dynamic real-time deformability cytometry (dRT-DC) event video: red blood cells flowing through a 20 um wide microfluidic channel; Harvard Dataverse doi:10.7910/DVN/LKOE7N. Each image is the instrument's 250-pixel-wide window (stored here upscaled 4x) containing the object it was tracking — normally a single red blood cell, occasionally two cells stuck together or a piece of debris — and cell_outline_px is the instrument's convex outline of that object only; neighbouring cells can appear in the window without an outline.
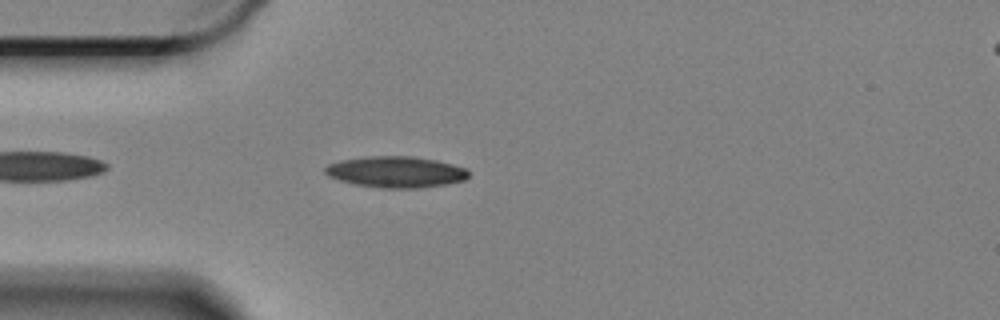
{"species": "Egyptian fruit bat (a non-hibernating species)", "species_latin": "Rousettus aegyptiacus", "temperature_condition": "cold", "stored_images_in_passage": 43, "camera_frame_rate_fps": 3000, "um_per_image_px": 0.085, "animal": {"sex": "female"}, "frame": {"image": 1, "passage_image": 4, "time_ms": 1.0, "image_size_px": [1000, 320], "cell_outline_px": [[468, 176], [464, 180], [444, 184], [420, 188], [380, 188], [356, 184], [340, 180], [328, 176], [324, 172], [324, 168], [328, 164], [340, 160], [364, 156], [412, 156], [436, 160], [452, 164], [464, 168], [468, 172]], "centroid_in_image_um": [33.61, 14.61], "position_along_channel_um": 51.4, "area_um2": 26.01}}
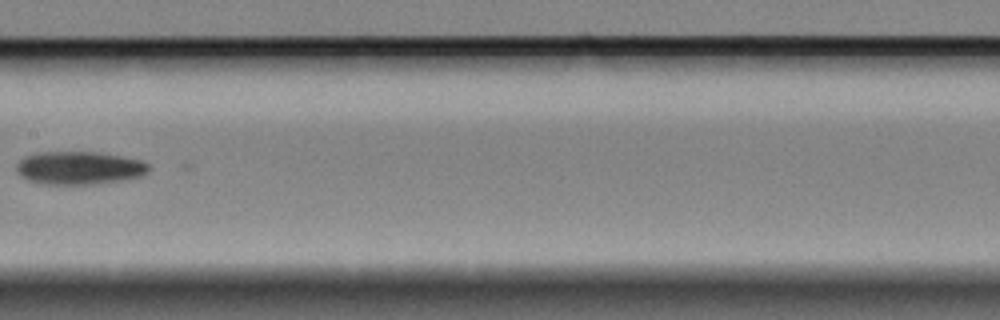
{"frame": {"image": 2, "passage_image": 18, "time_ms": 5.667, "image_size_px": [1000, 320], "cell_outline_px": [[148, 172], [140, 176], [120, 180], [92, 184], [40, 184], [28, 180], [16, 172], [16, 164], [24, 156], [36, 152], [100, 152], [140, 160], [148, 164]], "centroid_in_image_um": [6.67, 14.27], "position_along_channel_um": 200.7, "area_um2": 25.43}}
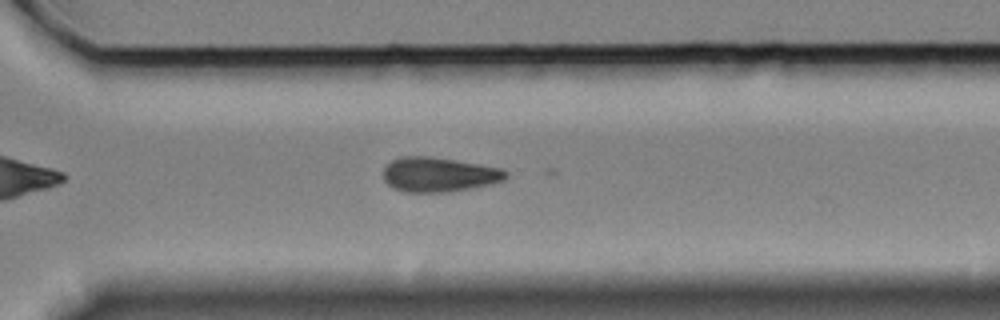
{"frame": {"image": 3, "passage_image": 30, "time_ms": 9.667, "image_size_px": [1000, 320], "cell_outline_px": [[508, 176], [504, 180], [488, 184], [448, 192], [404, 192], [392, 188], [384, 180], [384, 168], [392, 160], [400, 156], [428, 156], [500, 168], [508, 172]], "centroid_in_image_um": [37.26, 14.84], "position_along_channel_um": 333.3, "area_um2": 24.39}}